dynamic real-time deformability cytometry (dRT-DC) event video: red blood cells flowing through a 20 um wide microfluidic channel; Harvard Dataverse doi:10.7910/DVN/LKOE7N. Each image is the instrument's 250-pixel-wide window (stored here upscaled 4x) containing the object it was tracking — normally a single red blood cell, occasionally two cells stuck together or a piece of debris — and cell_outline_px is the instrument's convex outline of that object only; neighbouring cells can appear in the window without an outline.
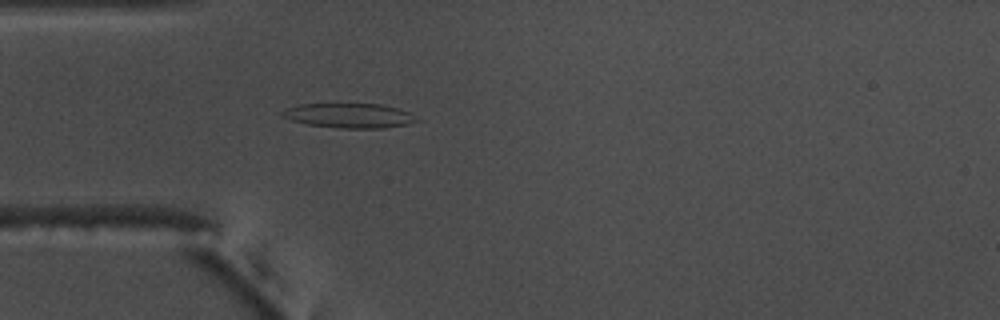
{"species": "common noctule bat (a hibernating species)", "species_latin": "Nyctalus noctula", "temperature_condition": "warm", "stored_images_in_passage": 54, "camera_frame_rate_fps": 3000, "um_per_image_px": 0.085, "animal": {"sex": "male", "body_mass_g": 17.5, "forearm_length_mm": 52.3}, "frame": {"image": 1, "passage_image": 15, "time_ms": 4.667, "image_size_px": [1000, 320], "cell_outline_px": [[420, 120], [408, 124], [384, 128], [340, 128], [308, 124], [292, 120], [280, 116], [280, 112], [288, 108], [300, 104], [380, 104], [396, 108], [408, 112]], "centroid_in_image_um": [29.68, 9.83], "position_along_channel_um": 55.3, "area_um2": 19.07}}
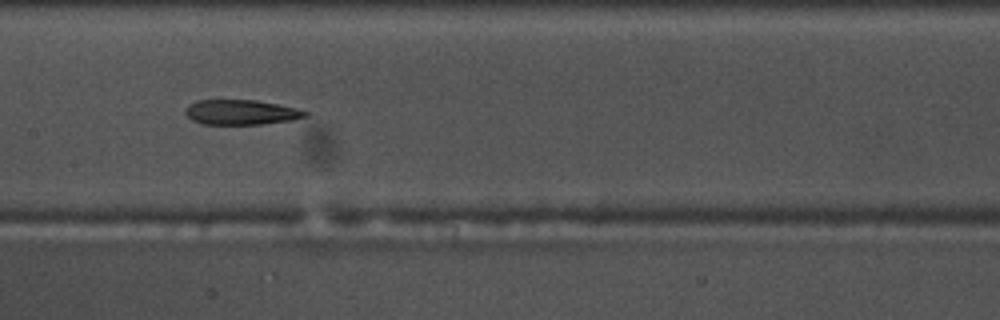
{"frame": {"image": 2, "passage_image": 26, "time_ms": 8.333, "image_size_px": [1000, 320], "cell_outline_px": [[308, 116], [292, 120], [260, 124], [204, 124], [192, 120], [184, 112], [184, 108], [188, 104], [196, 100], [256, 100], [296, 108], [308, 112]], "centroid_in_image_um": [20.46, 9.54], "position_along_channel_um": 186.9, "area_um2": 17.4}}
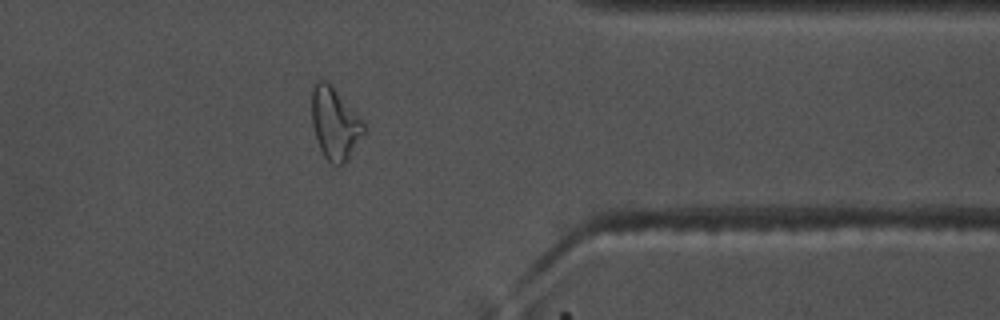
{"frame": {"image": 3, "passage_image": 43, "time_ms": 14.0, "image_size_px": [1000, 320], "cell_outline_px": [[364, 132], [344, 164], [340, 168], [332, 164], [324, 156], [320, 148], [312, 124], [312, 84], [316, 80], [324, 80], [360, 116], [364, 124]], "centroid_in_image_um": [28.44, 10.52], "position_along_channel_um": 383.0, "area_um2": 21.33}, "authors_computed_cell_mechanics": {"area_um2": 19.8254, "velocity_mm_per_s": 3.7133, "shape_relaxation_time_tau1_ms": null, "shape_relaxation_time_tau2_ms": 7.9673, "deformation_change_tau1": null, "deformation_change_tau2": 0.2128}}